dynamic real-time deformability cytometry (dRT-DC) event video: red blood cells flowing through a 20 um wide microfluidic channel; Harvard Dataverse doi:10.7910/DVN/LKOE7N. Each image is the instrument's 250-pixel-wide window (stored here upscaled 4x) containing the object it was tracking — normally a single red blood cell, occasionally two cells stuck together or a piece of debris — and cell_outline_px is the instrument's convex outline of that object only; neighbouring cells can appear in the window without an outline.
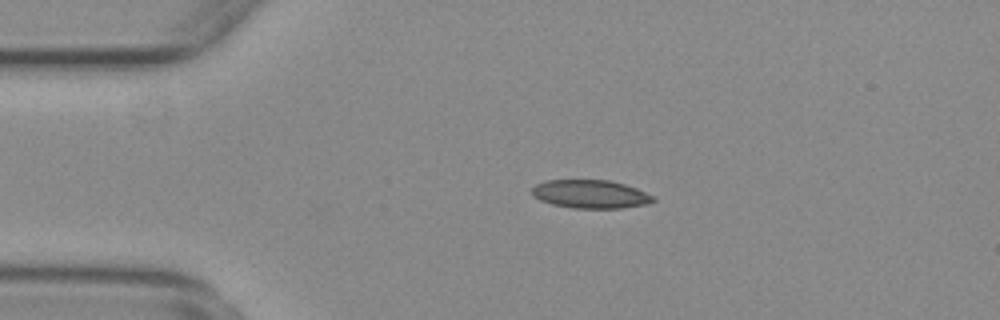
{"species": "common noctule bat (a hibernating species)", "species_latin": "Nyctalus noctula", "temperature_condition": "warm", "stored_images_in_passage": 46, "camera_frame_rate_fps": 3000, "um_per_image_px": 0.085, "animal": {"sex": "female", "body_mass_g": 29.2, "forearm_length_mm": 56.3}, "frame": {"image": 1, "passage_image": 3, "time_ms": 0.667, "image_size_px": [1000, 320], "cell_outline_px": [[656, 200], [648, 204], [620, 208], [572, 208], [552, 204], [540, 200], [532, 192], [532, 188], [536, 184], [548, 180], [608, 180], [624, 184], [636, 188], [656, 196]], "centroid_in_image_um": [50.24, 16.5], "position_along_channel_um": 34.8, "area_um2": 20.0}}
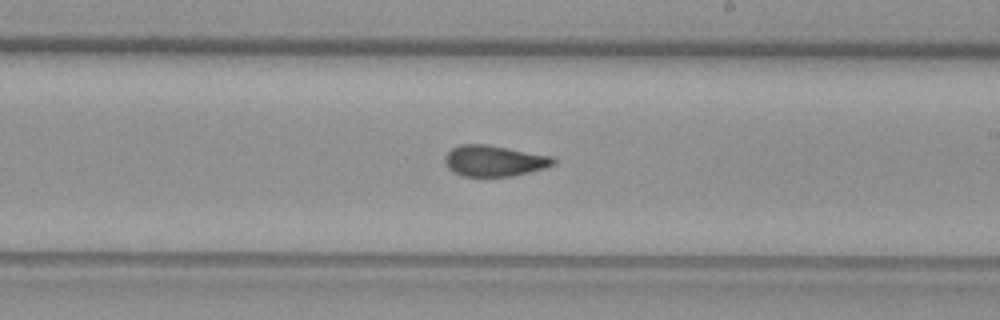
{"frame": {"image": 2, "passage_image": 23, "time_ms": 7.333, "image_size_px": [1000, 320], "cell_outline_px": [[556, 164], [544, 168], [512, 176], [460, 176], [452, 172], [448, 168], [444, 160], [444, 156], [452, 148], [460, 144], [488, 144], [556, 156]], "centroid_in_image_um": [42.03, 13.66], "position_along_channel_um": 247.0, "area_um2": 19.94}}
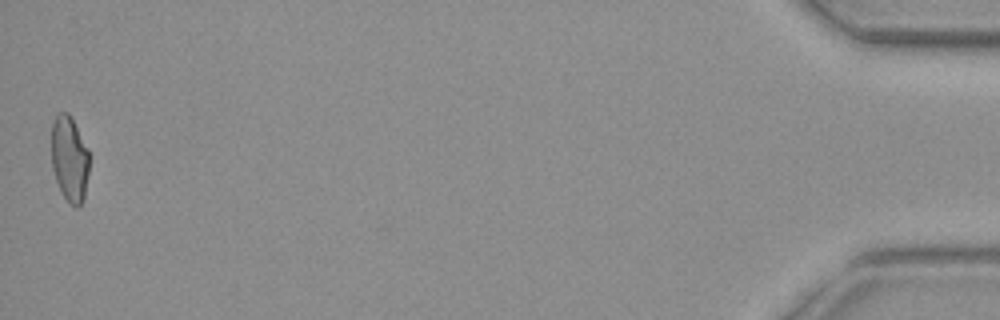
{"frame": {"image": 3, "passage_image": 46, "time_ms": 15.0, "image_size_px": [1000, 320], "cell_outline_px": [[88, 172], [84, 200], [76, 208], [68, 204], [56, 180], [52, 168], [52, 124], [56, 116], [60, 112], [68, 112], [72, 116], [88, 148]], "centroid_in_image_um": [5.92, 13.49], "position_along_channel_um": 429.3, "area_um2": 18.96}, "authors_computed_cell_mechanics": {"area_um2": 19.7676, "velocity_mm_per_s": 3.7343, "shape_relaxation_time_tau1_ms": null, "shape_relaxation_time_tau2_ms": 1.9019, "deformation_change_tau1": null, "deformation_change_tau2": 0.0845}}